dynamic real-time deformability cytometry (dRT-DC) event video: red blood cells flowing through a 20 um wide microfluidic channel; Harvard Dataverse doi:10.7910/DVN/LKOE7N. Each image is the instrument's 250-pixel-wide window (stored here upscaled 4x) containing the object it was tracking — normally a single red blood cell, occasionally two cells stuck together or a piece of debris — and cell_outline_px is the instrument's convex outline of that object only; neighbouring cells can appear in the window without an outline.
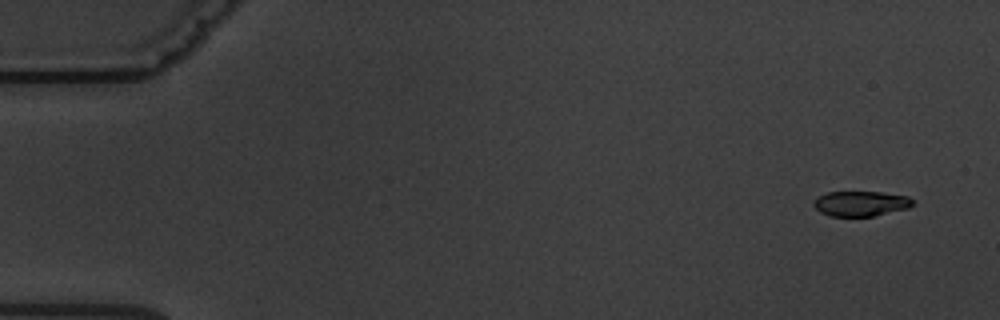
{"species": "common noctule bat (a hibernating species)", "species_latin": "Nyctalus noctula", "temperature_condition": "warm", "stored_images_in_passage": 4, "camera_frame_rate_fps": 3000, "um_per_image_px": 0.085, "animal": {"sex": "male", "body_mass_g": 19.5, "forearm_length_mm": 54.6}, "frame": {"image": 1, "passage_image": 1, "time_ms": 0.0, "image_size_px": [1000, 320], "cell_outline_px": [[916, 204], [908, 208], [876, 216], [828, 216], [820, 212], [812, 204], [812, 200], [828, 192], [880, 192], [908, 196]], "centroid_in_image_um": [73.17, 17.31], "position_along_channel_um": 11.8, "area_um2": 14.62}}
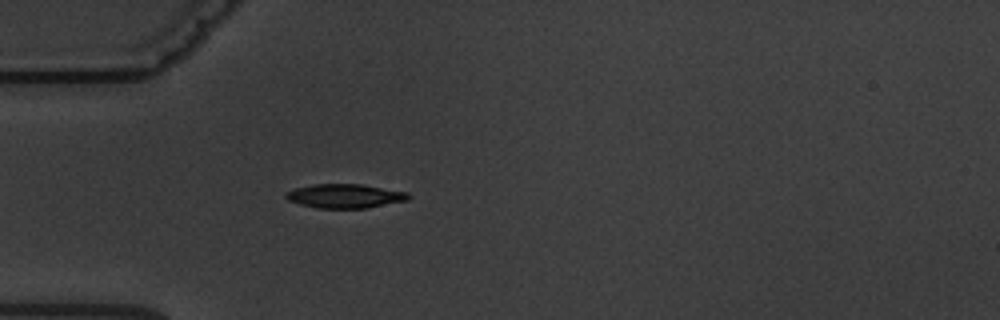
{"frame": {"image": 2, "passage_image": 4, "time_ms": 4.667, "image_size_px": [1000, 320], "cell_outline_px": [[412, 196], [408, 200], [368, 208], [320, 208], [300, 204], [288, 200], [284, 196], [284, 192], [296, 188], [312, 184], [360, 184], [408, 192]], "centroid_in_image_um": [29.33, 16.66], "position_along_channel_um": 55.7, "area_um2": 17.22}}